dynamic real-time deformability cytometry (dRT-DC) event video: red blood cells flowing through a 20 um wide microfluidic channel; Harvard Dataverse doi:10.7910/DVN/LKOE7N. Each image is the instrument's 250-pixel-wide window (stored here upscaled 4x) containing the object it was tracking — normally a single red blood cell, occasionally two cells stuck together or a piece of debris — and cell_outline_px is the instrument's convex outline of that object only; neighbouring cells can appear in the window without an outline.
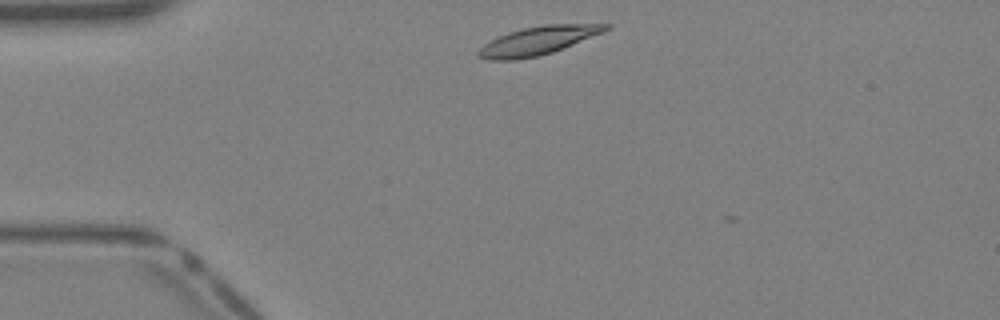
{"species": "Egyptian fruit bat (a non-hibernating species)", "species_latin": "Rousettus aegyptiacus", "temperature_condition": "warm", "stored_images_in_passage": 11, "camera_frame_rate_fps": 3000, "um_per_image_px": 0.085, "animal": {"sex": "female"}, "frame": {"image": 1, "passage_image": 2, "time_ms": 0.333, "image_size_px": [1000, 320], "cell_outline_px": [[612, 28], [604, 32], [552, 52], [536, 56], [516, 60], [492, 60], [476, 56], [476, 52], [484, 44], [508, 32], [524, 28], [544, 24], [612, 24]], "centroid_in_image_um": [45.74, 3.45], "position_along_channel_um": 39.3, "area_um2": 20.87}}
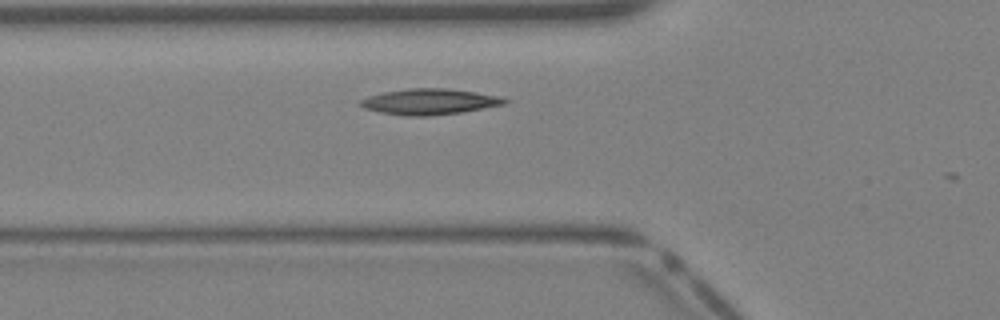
{"frame": {"image": 2, "passage_image": 7, "time_ms": 2.0, "image_size_px": [1000, 320], "cell_outline_px": [[508, 104], [460, 112], [428, 116], [404, 116], [380, 112], [364, 108], [360, 104], [360, 100], [368, 96], [384, 92], [412, 88], [448, 88], [476, 92], [500, 96], [508, 100]], "centroid_in_image_um": [36.54, 8.64], "position_along_channel_um": 89.3, "area_um2": 21.68}}
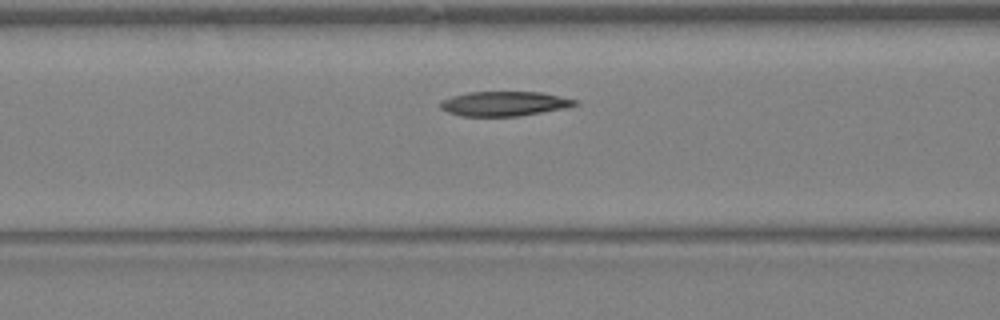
{"frame": {"image": 3, "passage_image": 9, "time_ms": 2.667, "image_size_px": [1000, 320], "cell_outline_px": [[580, 104], [564, 108], [520, 116], [460, 116], [448, 112], [440, 108], [440, 100], [452, 96], [468, 92], [540, 92], [580, 100]], "centroid_in_image_um": [42.87, 8.81], "position_along_channel_um": 123.7, "area_um2": 19.42}}